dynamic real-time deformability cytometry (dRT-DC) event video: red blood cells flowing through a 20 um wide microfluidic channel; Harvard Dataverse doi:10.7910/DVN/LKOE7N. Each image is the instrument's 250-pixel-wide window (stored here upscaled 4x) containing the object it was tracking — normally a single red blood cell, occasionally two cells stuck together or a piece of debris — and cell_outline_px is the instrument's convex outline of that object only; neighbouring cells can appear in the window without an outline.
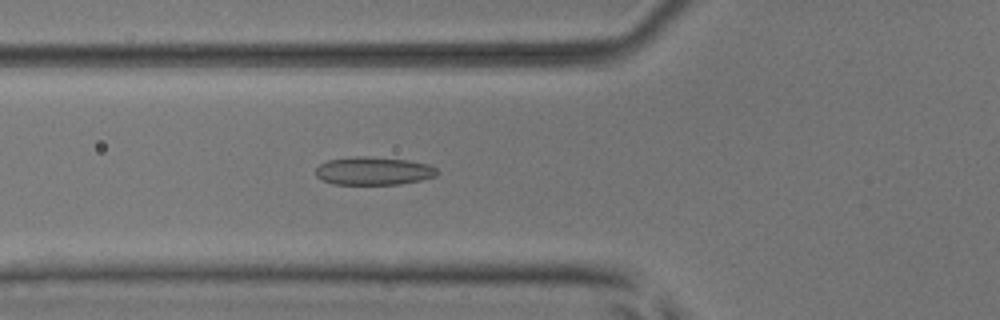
{"species": "common noctule bat (a hibernating species)", "species_latin": "Nyctalus noctula", "temperature_condition": "room temperature", "stored_images_in_passage": 53, "camera_frame_rate_fps": 3000, "um_per_image_px": 0.085, "animal": {"sex": "male", "body_mass_g": 17.9, "forearm_length_mm": 54.2}, "frame": {"image": 1, "passage_image": 20, "time_ms": 6.333, "image_size_px": [1000, 320], "cell_outline_px": [[440, 172], [436, 176], [420, 180], [400, 184], [332, 184], [316, 176], [316, 168], [320, 164], [328, 160], [352, 156], [368, 156], [408, 160], [428, 164], [436, 168]], "centroid_in_image_um": [31.76, 14.52], "position_along_channel_um": 94.0, "area_um2": 19.94}}
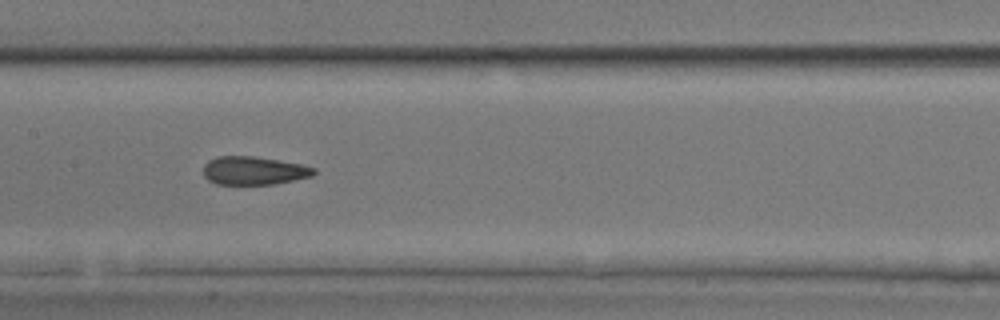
{"frame": {"image": 2, "passage_image": 27, "time_ms": 8.667, "image_size_px": [1000, 320], "cell_outline_px": [[316, 172], [312, 176], [272, 184], [216, 184], [208, 180], [204, 176], [204, 164], [208, 160], [216, 156], [256, 156], [300, 164], [316, 168]], "centroid_in_image_um": [21.55, 14.49], "position_along_channel_um": 185.9, "area_um2": 18.21}}
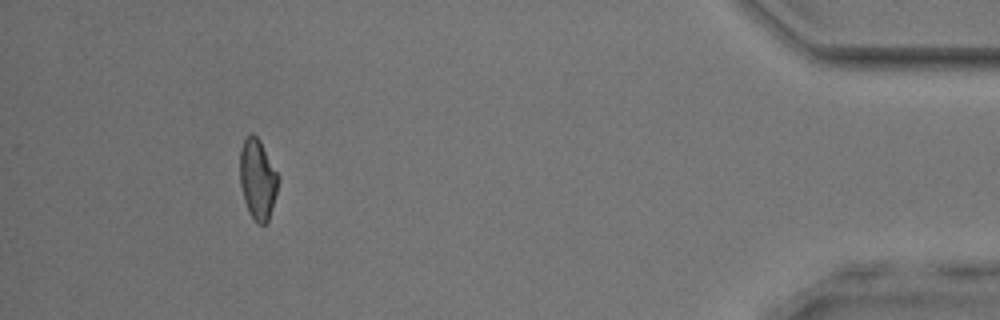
{"frame": {"image": 3, "passage_image": 49, "time_ms": 16.0, "image_size_px": [1000, 320], "cell_outline_px": [[280, 180], [272, 208], [268, 220], [264, 224], [256, 224], [248, 212], [244, 200], [240, 184], [240, 148], [244, 136], [252, 132], [260, 140], [280, 176]], "centroid_in_image_um": [21.9, 15.2], "position_along_channel_um": 413.3, "area_um2": 18.32}, "authors_computed_cell_mechanics": {"area_um2": 19.0162, "velocity_mm_per_s": 3.9319, "shape_relaxation_time_tau1_ms": null, "shape_relaxation_time_tau2_ms": 0.8647, "deformation_change_tau1": null, "deformation_change_tau2": 0.0725}}